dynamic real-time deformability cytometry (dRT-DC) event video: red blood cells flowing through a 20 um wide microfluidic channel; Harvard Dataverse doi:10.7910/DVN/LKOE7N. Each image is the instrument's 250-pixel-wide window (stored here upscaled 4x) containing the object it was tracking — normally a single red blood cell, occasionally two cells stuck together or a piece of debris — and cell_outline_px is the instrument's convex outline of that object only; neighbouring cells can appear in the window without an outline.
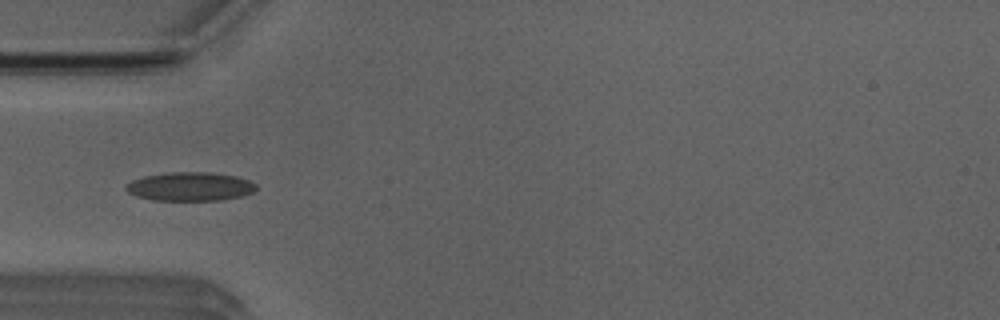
{"species": "Egyptian fruit bat (a non-hibernating species)", "species_latin": "Rousettus aegyptiacus", "temperature_condition": "room temperature", "stored_images_in_passage": 9, "camera_frame_rate_fps": 3000, "um_per_image_px": 0.085, "animal": {"sex": "male"}, "frame": {"image": 1, "passage_image": 5, "time_ms": 1.333, "image_size_px": [1000, 320], "cell_outline_px": [[256, 188], [252, 192], [240, 196], [220, 200], [152, 200], [136, 196], [128, 192], [124, 188], [124, 184], [132, 180], [144, 176], [168, 172], [212, 172], [236, 176], [248, 180], [256, 184]], "centroid_in_image_um": [16.11, 15.85], "position_along_channel_um": 68.9, "area_um2": 21.85}}